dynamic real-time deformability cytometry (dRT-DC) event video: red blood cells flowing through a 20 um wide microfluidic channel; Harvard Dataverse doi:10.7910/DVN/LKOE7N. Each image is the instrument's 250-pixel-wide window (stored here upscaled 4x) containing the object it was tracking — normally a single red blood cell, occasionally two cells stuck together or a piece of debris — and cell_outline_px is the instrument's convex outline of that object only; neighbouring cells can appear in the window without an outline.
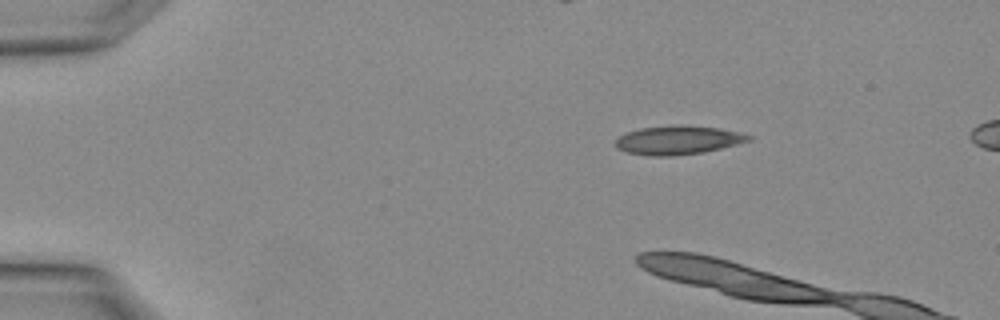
{"species": "Egyptian fruit bat (a non-hibernating species)", "species_latin": "Rousettus aegyptiacus", "temperature_condition": "warm", "stored_images_in_passage": 4, "camera_frame_rate_fps": 3000, "um_per_image_px": 0.085, "animal": {"sex": "female"}, "frame": {"image": 1, "passage_image": 1, "time_ms": 0.0, "image_size_px": [1000, 320], "cell_outline_px": [[752, 140], [704, 152], [672, 156], [648, 156], [628, 152], [616, 148], [616, 140], [620, 136], [628, 132], [640, 128], [720, 128], [752, 136]], "centroid_in_image_um": [57.61, 11.97], "position_along_channel_um": 27.4, "area_um2": 21.04}}
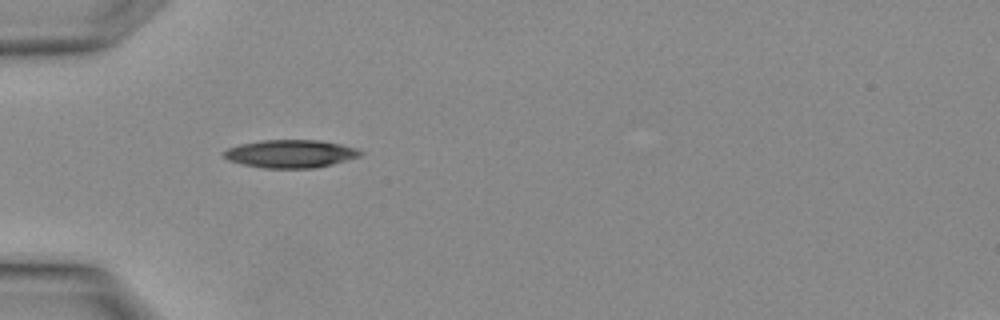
{"frame": {"image": 2, "passage_image": 4, "time_ms": 1.0, "image_size_px": [1000, 320], "cell_outline_px": [[364, 152], [360, 156], [332, 164], [312, 168], [264, 168], [244, 164], [228, 160], [220, 152], [228, 148], [240, 144], [260, 140], [320, 140], [360, 148]], "centroid_in_image_um": [24.7, 13.06], "position_along_channel_um": 60.3, "area_um2": 22.31}}